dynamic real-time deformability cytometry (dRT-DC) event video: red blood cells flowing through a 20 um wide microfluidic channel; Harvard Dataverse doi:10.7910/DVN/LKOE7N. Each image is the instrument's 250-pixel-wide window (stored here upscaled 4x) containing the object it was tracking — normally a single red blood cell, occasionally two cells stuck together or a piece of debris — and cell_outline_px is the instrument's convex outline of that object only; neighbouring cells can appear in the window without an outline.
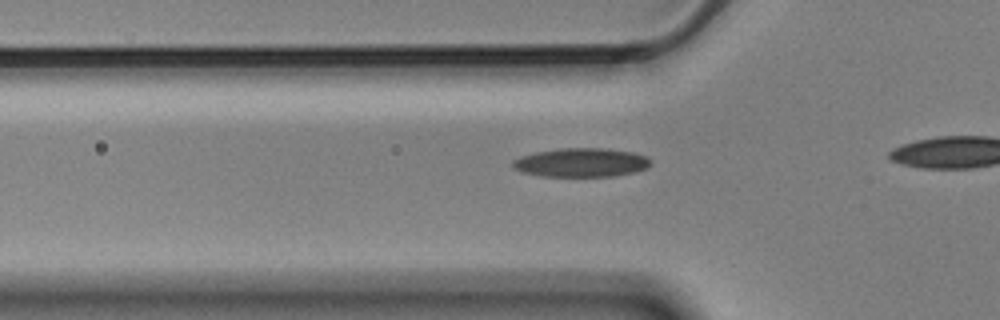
{"species": "Egyptian fruit bat (a non-hibernating species)", "species_latin": "Rousettus aegyptiacus", "temperature_condition": "cold", "stored_images_in_passage": 3, "segment_of_instrument_passage": [2, 2], "camera_frame_rate_fps": 3000, "um_per_image_px": 0.085, "animal": {"sex": "male"}, "frame": {"image": 1, "passage_image": 3, "time_ms": 0.667, "image_size_px": [1000, 320], "cell_outline_px": [[652, 164], [648, 168], [636, 172], [612, 176], [540, 176], [520, 172], [512, 168], [512, 160], [520, 156], [536, 152], [560, 148], [600, 148], [632, 152], [648, 156], [652, 160]], "centroid_in_image_um": [49.41, 13.82], "position_along_channel_um": 76.4, "area_um2": 23.47}}